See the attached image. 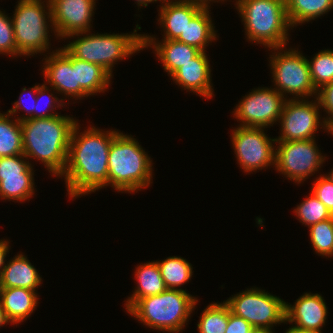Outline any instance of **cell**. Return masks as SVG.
<instances>
[{"label": "cell", "mask_w": 333, "mask_h": 333, "mask_svg": "<svg viewBox=\"0 0 333 333\" xmlns=\"http://www.w3.org/2000/svg\"><path fill=\"white\" fill-rule=\"evenodd\" d=\"M308 65L311 80L317 91L333 82V50L318 52L312 60H308Z\"/></svg>", "instance_id": "cell-30"}, {"label": "cell", "mask_w": 333, "mask_h": 333, "mask_svg": "<svg viewBox=\"0 0 333 333\" xmlns=\"http://www.w3.org/2000/svg\"><path fill=\"white\" fill-rule=\"evenodd\" d=\"M197 324L198 333H225L229 321V306L223 303H211L207 306Z\"/></svg>", "instance_id": "cell-29"}, {"label": "cell", "mask_w": 333, "mask_h": 333, "mask_svg": "<svg viewBox=\"0 0 333 333\" xmlns=\"http://www.w3.org/2000/svg\"><path fill=\"white\" fill-rule=\"evenodd\" d=\"M9 242L6 240H0V277L5 267V257L6 254L9 252Z\"/></svg>", "instance_id": "cell-40"}, {"label": "cell", "mask_w": 333, "mask_h": 333, "mask_svg": "<svg viewBox=\"0 0 333 333\" xmlns=\"http://www.w3.org/2000/svg\"><path fill=\"white\" fill-rule=\"evenodd\" d=\"M329 133L333 135V123L329 125Z\"/></svg>", "instance_id": "cell-47"}, {"label": "cell", "mask_w": 333, "mask_h": 333, "mask_svg": "<svg viewBox=\"0 0 333 333\" xmlns=\"http://www.w3.org/2000/svg\"><path fill=\"white\" fill-rule=\"evenodd\" d=\"M310 241L316 254L333 256V217L310 227Z\"/></svg>", "instance_id": "cell-32"}, {"label": "cell", "mask_w": 333, "mask_h": 333, "mask_svg": "<svg viewBox=\"0 0 333 333\" xmlns=\"http://www.w3.org/2000/svg\"><path fill=\"white\" fill-rule=\"evenodd\" d=\"M231 313L244 318L257 330H271L285 322L286 302L264 290L251 288L224 301Z\"/></svg>", "instance_id": "cell-9"}, {"label": "cell", "mask_w": 333, "mask_h": 333, "mask_svg": "<svg viewBox=\"0 0 333 333\" xmlns=\"http://www.w3.org/2000/svg\"><path fill=\"white\" fill-rule=\"evenodd\" d=\"M285 100L275 88H256L241 99L233 115L239 126L267 128L279 122Z\"/></svg>", "instance_id": "cell-13"}, {"label": "cell", "mask_w": 333, "mask_h": 333, "mask_svg": "<svg viewBox=\"0 0 333 333\" xmlns=\"http://www.w3.org/2000/svg\"><path fill=\"white\" fill-rule=\"evenodd\" d=\"M24 158L23 154L0 157V180H3V176L34 175L32 164Z\"/></svg>", "instance_id": "cell-33"}, {"label": "cell", "mask_w": 333, "mask_h": 333, "mask_svg": "<svg viewBox=\"0 0 333 333\" xmlns=\"http://www.w3.org/2000/svg\"><path fill=\"white\" fill-rule=\"evenodd\" d=\"M196 302L197 298L181 288L166 289L160 294L139 299L127 312L152 329L178 333L191 317Z\"/></svg>", "instance_id": "cell-5"}, {"label": "cell", "mask_w": 333, "mask_h": 333, "mask_svg": "<svg viewBox=\"0 0 333 333\" xmlns=\"http://www.w3.org/2000/svg\"><path fill=\"white\" fill-rule=\"evenodd\" d=\"M315 195L333 215V182L325 175L319 176L311 187Z\"/></svg>", "instance_id": "cell-35"}, {"label": "cell", "mask_w": 333, "mask_h": 333, "mask_svg": "<svg viewBox=\"0 0 333 333\" xmlns=\"http://www.w3.org/2000/svg\"><path fill=\"white\" fill-rule=\"evenodd\" d=\"M31 90H29L31 93H29L28 94V96L30 97V94L32 95V94H36L37 93V89H38V85H35V86H33L32 88H30ZM26 88L24 87L23 88V91H22V93H20V97H19V100L18 101H16V102H14V106L12 107V109H9L7 112L12 116V114L13 115H15V113L18 111V110H25V111H27V113H28V116H27V114H26V117L23 115V117H17V119L19 120V121H22V120H24V119H28V118H34V109H35V103H36V97L37 96H31V97H33V100H34V102H32V106H30V108L29 107H26L25 105L23 106V102H22V100H23V92H26ZM27 96V97H28Z\"/></svg>", "instance_id": "cell-39"}, {"label": "cell", "mask_w": 333, "mask_h": 333, "mask_svg": "<svg viewBox=\"0 0 333 333\" xmlns=\"http://www.w3.org/2000/svg\"><path fill=\"white\" fill-rule=\"evenodd\" d=\"M257 329L253 328L244 318L231 313L229 308V321L225 333H255Z\"/></svg>", "instance_id": "cell-38"}, {"label": "cell", "mask_w": 333, "mask_h": 333, "mask_svg": "<svg viewBox=\"0 0 333 333\" xmlns=\"http://www.w3.org/2000/svg\"><path fill=\"white\" fill-rule=\"evenodd\" d=\"M186 1H189V2L194 3L196 5H199L203 8H209L210 6L208 4H210V1L216 2L217 0L216 1L215 0H186ZM220 1H224V0H219V2Z\"/></svg>", "instance_id": "cell-42"}, {"label": "cell", "mask_w": 333, "mask_h": 333, "mask_svg": "<svg viewBox=\"0 0 333 333\" xmlns=\"http://www.w3.org/2000/svg\"><path fill=\"white\" fill-rule=\"evenodd\" d=\"M152 160L132 136L118 132L109 149L108 184L118 192H135L149 186Z\"/></svg>", "instance_id": "cell-3"}, {"label": "cell", "mask_w": 333, "mask_h": 333, "mask_svg": "<svg viewBox=\"0 0 333 333\" xmlns=\"http://www.w3.org/2000/svg\"><path fill=\"white\" fill-rule=\"evenodd\" d=\"M117 133L115 130L105 132L95 127L79 133L76 123L70 139L67 164L61 175L65 176L70 197L76 198L108 186L109 149Z\"/></svg>", "instance_id": "cell-1"}, {"label": "cell", "mask_w": 333, "mask_h": 333, "mask_svg": "<svg viewBox=\"0 0 333 333\" xmlns=\"http://www.w3.org/2000/svg\"><path fill=\"white\" fill-rule=\"evenodd\" d=\"M210 8H202L187 24L184 32H181L177 41L205 52L206 46L215 40L216 31L209 15ZM208 43V44H207Z\"/></svg>", "instance_id": "cell-23"}, {"label": "cell", "mask_w": 333, "mask_h": 333, "mask_svg": "<svg viewBox=\"0 0 333 333\" xmlns=\"http://www.w3.org/2000/svg\"><path fill=\"white\" fill-rule=\"evenodd\" d=\"M19 0L12 17L17 50L21 55L49 50V23L52 26L50 0ZM48 16V17H47ZM48 18V21H47Z\"/></svg>", "instance_id": "cell-7"}, {"label": "cell", "mask_w": 333, "mask_h": 333, "mask_svg": "<svg viewBox=\"0 0 333 333\" xmlns=\"http://www.w3.org/2000/svg\"><path fill=\"white\" fill-rule=\"evenodd\" d=\"M76 85L88 94L104 92L108 88L111 75L100 65L75 58Z\"/></svg>", "instance_id": "cell-24"}, {"label": "cell", "mask_w": 333, "mask_h": 333, "mask_svg": "<svg viewBox=\"0 0 333 333\" xmlns=\"http://www.w3.org/2000/svg\"><path fill=\"white\" fill-rule=\"evenodd\" d=\"M33 175L3 176L0 180V198L25 201L34 195Z\"/></svg>", "instance_id": "cell-28"}, {"label": "cell", "mask_w": 333, "mask_h": 333, "mask_svg": "<svg viewBox=\"0 0 333 333\" xmlns=\"http://www.w3.org/2000/svg\"><path fill=\"white\" fill-rule=\"evenodd\" d=\"M171 78L180 87L204 98H212L214 95L210 63L206 52L200 51L190 62L180 67Z\"/></svg>", "instance_id": "cell-17"}, {"label": "cell", "mask_w": 333, "mask_h": 333, "mask_svg": "<svg viewBox=\"0 0 333 333\" xmlns=\"http://www.w3.org/2000/svg\"><path fill=\"white\" fill-rule=\"evenodd\" d=\"M11 322L7 319L5 311L2 309L1 303H0V327L3 325Z\"/></svg>", "instance_id": "cell-43"}, {"label": "cell", "mask_w": 333, "mask_h": 333, "mask_svg": "<svg viewBox=\"0 0 333 333\" xmlns=\"http://www.w3.org/2000/svg\"><path fill=\"white\" fill-rule=\"evenodd\" d=\"M48 89L49 88H47V86H46V84H42V85H38V89H37V93H36V95H37V97H36V103H35V109H34V118H49V117H52V116H57V115H59L58 113H56L55 112V114L53 113V111H55V109L57 108V107H63V105H64V103H63V99H61V100H59L56 96H54L53 97V94H50L49 93V91H48ZM49 93V94H47V92ZM46 94L47 95H49L48 97H50L49 99V101L48 102H45V103H47V105L48 106H46V107H48V108H51V109H49V110H47V109H45V111L44 110H42V111H44V112H41L40 111V109H39V101L41 100V96H46ZM43 98V97H42ZM60 103H59V102ZM62 101V102H61ZM56 103V104H55ZM63 103V104H62ZM54 104V105H53ZM57 107H56V106ZM53 110V111H52ZM51 112V113H47V112Z\"/></svg>", "instance_id": "cell-36"}, {"label": "cell", "mask_w": 333, "mask_h": 333, "mask_svg": "<svg viewBox=\"0 0 333 333\" xmlns=\"http://www.w3.org/2000/svg\"><path fill=\"white\" fill-rule=\"evenodd\" d=\"M156 1H159V0H136L138 6H147L149 3L151 2H156Z\"/></svg>", "instance_id": "cell-44"}, {"label": "cell", "mask_w": 333, "mask_h": 333, "mask_svg": "<svg viewBox=\"0 0 333 333\" xmlns=\"http://www.w3.org/2000/svg\"><path fill=\"white\" fill-rule=\"evenodd\" d=\"M50 4L55 35L62 39L90 31L95 0H50Z\"/></svg>", "instance_id": "cell-14"}, {"label": "cell", "mask_w": 333, "mask_h": 333, "mask_svg": "<svg viewBox=\"0 0 333 333\" xmlns=\"http://www.w3.org/2000/svg\"><path fill=\"white\" fill-rule=\"evenodd\" d=\"M0 10V54L11 56L21 55L16 46L13 23L11 17Z\"/></svg>", "instance_id": "cell-34"}, {"label": "cell", "mask_w": 333, "mask_h": 333, "mask_svg": "<svg viewBox=\"0 0 333 333\" xmlns=\"http://www.w3.org/2000/svg\"><path fill=\"white\" fill-rule=\"evenodd\" d=\"M137 289L128 297L126 301V310L128 311L139 299L153 296L164 292L165 287L161 272L156 261L140 264L136 271Z\"/></svg>", "instance_id": "cell-22"}, {"label": "cell", "mask_w": 333, "mask_h": 333, "mask_svg": "<svg viewBox=\"0 0 333 333\" xmlns=\"http://www.w3.org/2000/svg\"><path fill=\"white\" fill-rule=\"evenodd\" d=\"M50 56L45 58L43 75L51 89L71 96L76 99L88 97L89 95L76 85L75 76V57H73L64 47L59 48L56 52L49 53Z\"/></svg>", "instance_id": "cell-15"}, {"label": "cell", "mask_w": 333, "mask_h": 333, "mask_svg": "<svg viewBox=\"0 0 333 333\" xmlns=\"http://www.w3.org/2000/svg\"><path fill=\"white\" fill-rule=\"evenodd\" d=\"M310 194L294 209L298 220L308 227L333 217L327 207L312 192Z\"/></svg>", "instance_id": "cell-31"}, {"label": "cell", "mask_w": 333, "mask_h": 333, "mask_svg": "<svg viewBox=\"0 0 333 333\" xmlns=\"http://www.w3.org/2000/svg\"><path fill=\"white\" fill-rule=\"evenodd\" d=\"M141 27L137 24L133 34H86L88 32L73 33L68 37L77 39L64 48L75 58L100 65L112 76L115 62L125 59L135 52L143 50V35L137 34ZM86 34V36H85Z\"/></svg>", "instance_id": "cell-6"}, {"label": "cell", "mask_w": 333, "mask_h": 333, "mask_svg": "<svg viewBox=\"0 0 333 333\" xmlns=\"http://www.w3.org/2000/svg\"><path fill=\"white\" fill-rule=\"evenodd\" d=\"M333 0H286V13L291 27L309 22L329 12Z\"/></svg>", "instance_id": "cell-25"}, {"label": "cell", "mask_w": 333, "mask_h": 333, "mask_svg": "<svg viewBox=\"0 0 333 333\" xmlns=\"http://www.w3.org/2000/svg\"><path fill=\"white\" fill-rule=\"evenodd\" d=\"M323 297L316 293H305L294 305H285V322H295V327L321 331L327 318V306Z\"/></svg>", "instance_id": "cell-16"}, {"label": "cell", "mask_w": 333, "mask_h": 333, "mask_svg": "<svg viewBox=\"0 0 333 333\" xmlns=\"http://www.w3.org/2000/svg\"><path fill=\"white\" fill-rule=\"evenodd\" d=\"M235 5L249 41L270 49L287 45L291 25L286 0H238Z\"/></svg>", "instance_id": "cell-4"}, {"label": "cell", "mask_w": 333, "mask_h": 333, "mask_svg": "<svg viewBox=\"0 0 333 333\" xmlns=\"http://www.w3.org/2000/svg\"><path fill=\"white\" fill-rule=\"evenodd\" d=\"M10 114L0 113V157L23 154L21 123L10 120Z\"/></svg>", "instance_id": "cell-26"}, {"label": "cell", "mask_w": 333, "mask_h": 333, "mask_svg": "<svg viewBox=\"0 0 333 333\" xmlns=\"http://www.w3.org/2000/svg\"><path fill=\"white\" fill-rule=\"evenodd\" d=\"M12 259L3 269L0 288L19 287L36 291L42 279L35 267L23 254H17Z\"/></svg>", "instance_id": "cell-21"}, {"label": "cell", "mask_w": 333, "mask_h": 333, "mask_svg": "<svg viewBox=\"0 0 333 333\" xmlns=\"http://www.w3.org/2000/svg\"><path fill=\"white\" fill-rule=\"evenodd\" d=\"M156 38L143 35V49L153 46L155 54L163 63L164 70L172 76L180 67L190 62L200 50L177 40H164L156 43Z\"/></svg>", "instance_id": "cell-19"}, {"label": "cell", "mask_w": 333, "mask_h": 333, "mask_svg": "<svg viewBox=\"0 0 333 333\" xmlns=\"http://www.w3.org/2000/svg\"><path fill=\"white\" fill-rule=\"evenodd\" d=\"M321 107L329 114L324 118L325 122L330 125L333 123V82L325 85L318 91L317 95Z\"/></svg>", "instance_id": "cell-37"}, {"label": "cell", "mask_w": 333, "mask_h": 333, "mask_svg": "<svg viewBox=\"0 0 333 333\" xmlns=\"http://www.w3.org/2000/svg\"><path fill=\"white\" fill-rule=\"evenodd\" d=\"M325 176L328 177V179H330V180L333 182V170H332V169H331L329 175H328V174H327V175L325 174Z\"/></svg>", "instance_id": "cell-46"}, {"label": "cell", "mask_w": 333, "mask_h": 333, "mask_svg": "<svg viewBox=\"0 0 333 333\" xmlns=\"http://www.w3.org/2000/svg\"><path fill=\"white\" fill-rule=\"evenodd\" d=\"M308 101L301 99H286L280 116L281 136L276 141H297L315 139L314 133L323 127L329 131V125L319 119L321 108L318 97ZM321 123V124H320Z\"/></svg>", "instance_id": "cell-12"}, {"label": "cell", "mask_w": 333, "mask_h": 333, "mask_svg": "<svg viewBox=\"0 0 333 333\" xmlns=\"http://www.w3.org/2000/svg\"><path fill=\"white\" fill-rule=\"evenodd\" d=\"M285 333H321L319 330H313V329H301L295 326L289 327L288 330H286Z\"/></svg>", "instance_id": "cell-41"}, {"label": "cell", "mask_w": 333, "mask_h": 333, "mask_svg": "<svg viewBox=\"0 0 333 333\" xmlns=\"http://www.w3.org/2000/svg\"><path fill=\"white\" fill-rule=\"evenodd\" d=\"M277 142L275 168L298 184L314 175L326 159L319 152L315 139Z\"/></svg>", "instance_id": "cell-10"}, {"label": "cell", "mask_w": 333, "mask_h": 333, "mask_svg": "<svg viewBox=\"0 0 333 333\" xmlns=\"http://www.w3.org/2000/svg\"><path fill=\"white\" fill-rule=\"evenodd\" d=\"M264 127L239 126L232 130V144L239 165L245 172L262 170L274 165L276 149L274 142L264 133ZM273 143V144H272Z\"/></svg>", "instance_id": "cell-11"}, {"label": "cell", "mask_w": 333, "mask_h": 333, "mask_svg": "<svg viewBox=\"0 0 333 333\" xmlns=\"http://www.w3.org/2000/svg\"><path fill=\"white\" fill-rule=\"evenodd\" d=\"M284 48L285 46L271 48L274 53L272 52L273 55L269 57L271 58L272 82H275V87L277 86L275 89L283 96L286 93L296 95L294 99L297 96V99L300 97L305 99L313 94L317 96L318 91L311 80L308 59L295 49L285 50L283 53ZM278 49L280 52H275Z\"/></svg>", "instance_id": "cell-8"}, {"label": "cell", "mask_w": 333, "mask_h": 333, "mask_svg": "<svg viewBox=\"0 0 333 333\" xmlns=\"http://www.w3.org/2000/svg\"><path fill=\"white\" fill-rule=\"evenodd\" d=\"M36 291L25 288H0V303L7 319L14 324L23 322L38 304Z\"/></svg>", "instance_id": "cell-20"}, {"label": "cell", "mask_w": 333, "mask_h": 333, "mask_svg": "<svg viewBox=\"0 0 333 333\" xmlns=\"http://www.w3.org/2000/svg\"><path fill=\"white\" fill-rule=\"evenodd\" d=\"M163 1V2H162ZM159 22L164 29V40H176L187 24L203 8L186 0H160Z\"/></svg>", "instance_id": "cell-18"}, {"label": "cell", "mask_w": 333, "mask_h": 333, "mask_svg": "<svg viewBox=\"0 0 333 333\" xmlns=\"http://www.w3.org/2000/svg\"><path fill=\"white\" fill-rule=\"evenodd\" d=\"M161 276L167 289H178L192 277V265L184 258L172 256L157 261Z\"/></svg>", "instance_id": "cell-27"}, {"label": "cell", "mask_w": 333, "mask_h": 333, "mask_svg": "<svg viewBox=\"0 0 333 333\" xmlns=\"http://www.w3.org/2000/svg\"><path fill=\"white\" fill-rule=\"evenodd\" d=\"M255 333H274V332L271 329V330H257Z\"/></svg>", "instance_id": "cell-45"}, {"label": "cell", "mask_w": 333, "mask_h": 333, "mask_svg": "<svg viewBox=\"0 0 333 333\" xmlns=\"http://www.w3.org/2000/svg\"><path fill=\"white\" fill-rule=\"evenodd\" d=\"M23 155L40 160L47 170L60 176L67 164L68 150L73 128L77 121L70 116L28 118L20 121Z\"/></svg>", "instance_id": "cell-2"}]
</instances>
